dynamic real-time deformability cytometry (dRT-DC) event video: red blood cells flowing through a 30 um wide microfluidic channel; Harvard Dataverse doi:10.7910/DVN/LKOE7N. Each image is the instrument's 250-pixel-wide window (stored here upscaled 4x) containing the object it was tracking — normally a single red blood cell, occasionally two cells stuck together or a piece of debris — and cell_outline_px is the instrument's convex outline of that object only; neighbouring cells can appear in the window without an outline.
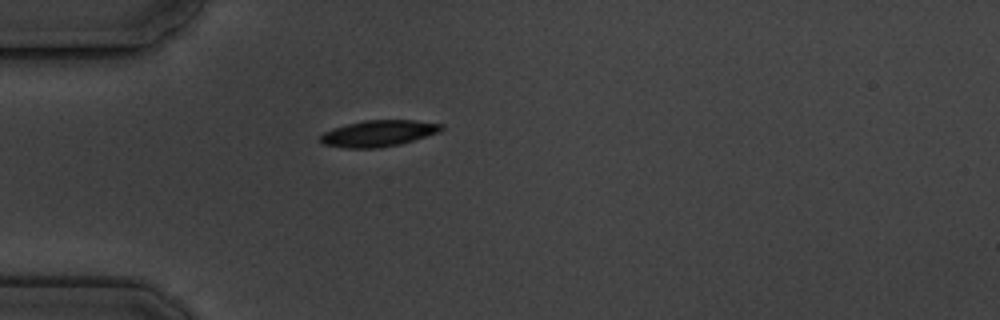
{"species": "common noctule bat (a hibernating species)", "species_latin": "Nyctalus noctula", "temperature_condition": "cold", "stored_images_in_passage": 1, "camera_frame_rate_fps": 3000, "um_per_image_px": 0.085, "animal": {"sex": "male", "body_mass_g": 19.5, "forearm_length_mm": 54.6}, "frame": {"image": 1, "passage_image": 1, "time_ms": 0.0, "image_size_px": [1000, 320], "cell_outline_px": [[444, 128], [440, 132], [400, 144], [376, 148], [344, 148], [324, 144], [320, 140], [320, 136], [324, 132], [332, 128], [364, 120], [416, 120], [444, 124]], "centroid_in_image_um": [32.19, 11.33], "position_along_channel_um": 52.8, "area_um2": 18.55}}